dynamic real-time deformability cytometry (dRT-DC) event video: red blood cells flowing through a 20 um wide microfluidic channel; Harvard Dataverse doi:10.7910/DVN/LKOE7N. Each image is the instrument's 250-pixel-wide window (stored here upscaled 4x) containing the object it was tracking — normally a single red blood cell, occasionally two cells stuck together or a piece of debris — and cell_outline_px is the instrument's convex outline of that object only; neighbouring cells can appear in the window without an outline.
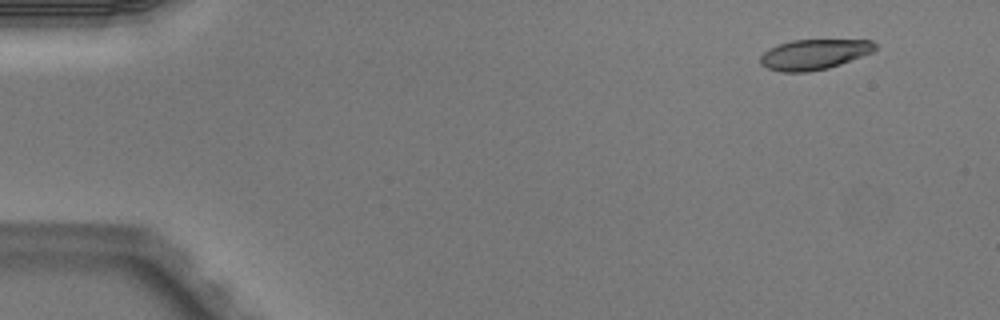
{"species": "Egyptian fruit bat (a non-hibernating species)", "species_latin": "Rousettus aegyptiacus", "temperature_condition": "warm", "stored_images_in_passage": 6, "segment_of_instrument_passage": [1, 2], "camera_frame_rate_fps": 3000, "um_per_image_px": 0.085, "animal": {"sex": "male"}, "frame": {"image": 1, "passage_image": 2, "time_ms": 0.333, "image_size_px": [1000, 320], "cell_outline_px": [[876, 48], [872, 52], [840, 64], [828, 68], [808, 72], [780, 72], [768, 68], [760, 64], [760, 56], [768, 48], [792, 40], [872, 40], [876, 44]], "centroid_in_image_um": [69.17, 4.63], "position_along_channel_um": 15.8, "area_um2": 20.17}}
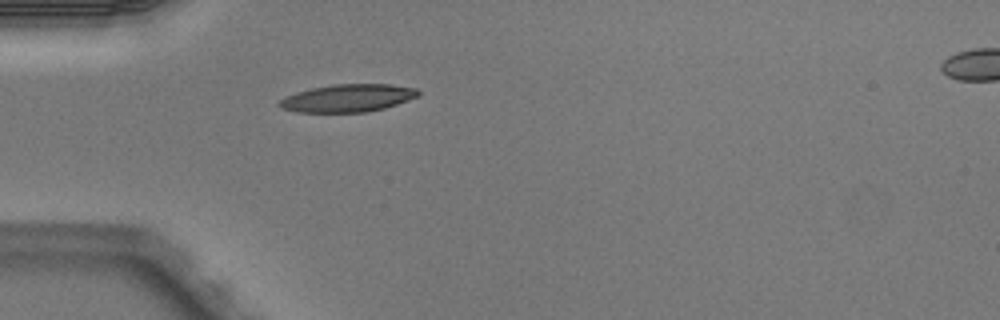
{"frame": {"image": 2, "passage_image": 5, "time_ms": 1.333, "image_size_px": [1000, 320], "cell_outline_px": [[420, 96], [384, 108], [368, 112], [296, 112], [280, 108], [276, 104], [280, 100], [296, 92], [312, 88], [336, 84], [392, 84], [416, 88], [420, 92]], "centroid_in_image_um": [29.57, 8.34], "position_along_channel_um": 55.4, "area_um2": 22.43}}